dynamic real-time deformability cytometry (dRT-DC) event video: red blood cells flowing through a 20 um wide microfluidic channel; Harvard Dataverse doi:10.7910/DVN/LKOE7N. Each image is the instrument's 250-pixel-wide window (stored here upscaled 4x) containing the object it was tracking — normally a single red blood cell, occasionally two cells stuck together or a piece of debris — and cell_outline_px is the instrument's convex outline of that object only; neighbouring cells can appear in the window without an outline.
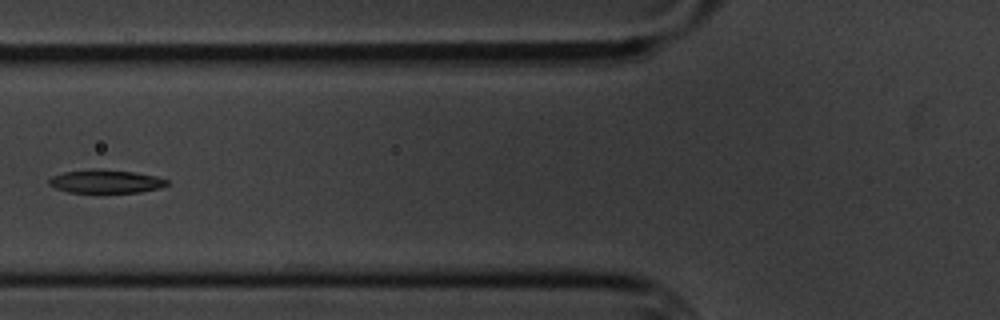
{"species": "common noctule bat (a hibernating species)", "species_latin": "Nyctalus noctula", "temperature_condition": "cold", "stored_images_in_passage": 6, "segment_of_instrument_passage": [2, 2], "camera_frame_rate_fps": 3000, "um_per_image_px": 0.085, "animal": {"sex": "male", "body_mass_g": 20.1, "forearm_length_mm": 53.5}, "frame": {"image": 1, "passage_image": 6, "time_ms": 6.667, "image_size_px": [1000, 320], "cell_outline_px": [[168, 184], [160, 188], [140, 192], [68, 192], [56, 188], [48, 184], [48, 180], [52, 176], [64, 172], [100, 168], [132, 172], [156, 176], [168, 180]], "centroid_in_image_um": [8.98, 15.41], "position_along_channel_um": 116.8, "area_um2": 15.95}}